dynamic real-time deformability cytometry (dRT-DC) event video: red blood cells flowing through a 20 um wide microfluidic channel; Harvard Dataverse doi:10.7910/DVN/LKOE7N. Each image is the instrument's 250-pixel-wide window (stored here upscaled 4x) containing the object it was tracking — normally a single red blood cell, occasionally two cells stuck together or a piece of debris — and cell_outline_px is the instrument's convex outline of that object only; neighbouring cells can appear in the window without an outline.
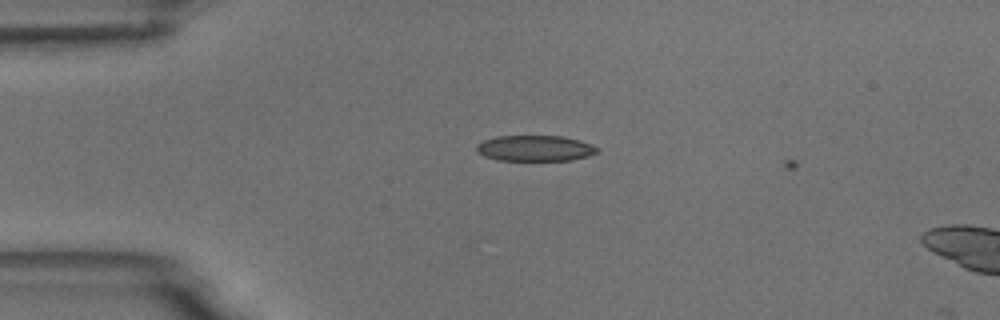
{"species": "common noctule bat (a hibernating species)", "species_latin": "Nyctalus noctula", "temperature_condition": "room temperature", "stored_images_in_passage": 2, "camera_frame_rate_fps": 3000, "um_per_image_px": 0.085, "animal": {"sex": "male", "body_mass_g": 18.8}, "frame": {"image": 1, "passage_image": 1, "time_ms": 0.0, "image_size_px": [1000, 320], "cell_outline_px": [[600, 152], [588, 156], [572, 160], [496, 160], [484, 156], [476, 148], [476, 144], [484, 140], [496, 136], [564, 136], [580, 140], [600, 148]], "centroid_in_image_um": [45.52, 12.6], "position_along_channel_um": 39.5, "area_um2": 18.21}}